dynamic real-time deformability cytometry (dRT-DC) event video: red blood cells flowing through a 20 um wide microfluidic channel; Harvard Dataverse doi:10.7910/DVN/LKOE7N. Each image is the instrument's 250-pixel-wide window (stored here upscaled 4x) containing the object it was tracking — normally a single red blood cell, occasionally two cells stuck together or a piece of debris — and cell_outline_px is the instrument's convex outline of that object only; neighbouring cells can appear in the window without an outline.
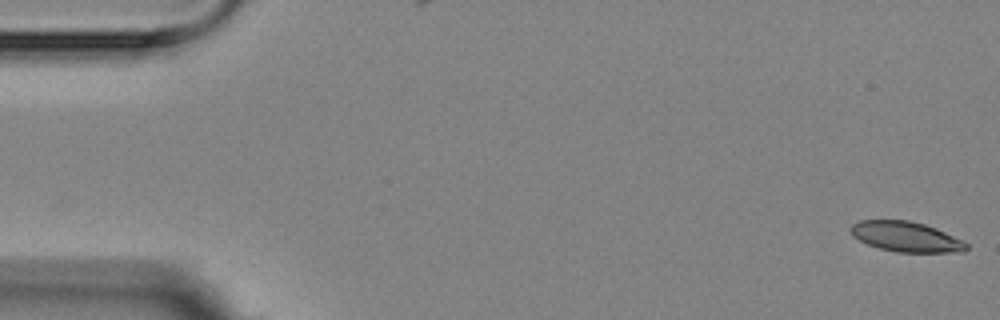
{"species": "Egyptian fruit bat (a non-hibernating species)", "species_latin": "Rousettus aegyptiacus", "temperature_condition": "room temperature", "stored_images_in_passage": 5, "camera_frame_rate_fps": 3000, "um_per_image_px": 0.085, "animal": {"sex": "female"}, "frame": {"image": 1, "passage_image": 1, "time_ms": 0.0, "image_size_px": [1000, 320], "cell_outline_px": [[968, 248], [964, 252], [896, 252], [880, 248], [868, 244], [852, 236], [848, 228], [852, 224], [860, 220], [908, 220], [924, 224], [936, 228], [968, 244]], "centroid_in_image_um": [76.97, 20.12], "position_along_channel_um": 8.0, "area_um2": 20.23}}
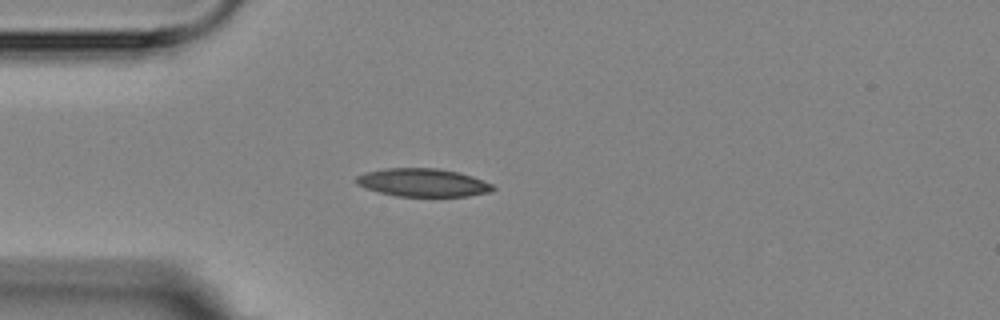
{"frame": {"image": 2, "passage_image": 5, "time_ms": 4.667, "image_size_px": [1000, 320], "cell_outline_px": [[496, 188], [488, 192], [468, 196], [396, 196], [380, 192], [356, 184], [356, 176], [364, 172], [384, 168], [436, 168], [456, 172], [472, 176], [492, 184]], "centroid_in_image_um": [35.92, 15.51], "position_along_channel_um": 49.1, "area_um2": 22.2}}